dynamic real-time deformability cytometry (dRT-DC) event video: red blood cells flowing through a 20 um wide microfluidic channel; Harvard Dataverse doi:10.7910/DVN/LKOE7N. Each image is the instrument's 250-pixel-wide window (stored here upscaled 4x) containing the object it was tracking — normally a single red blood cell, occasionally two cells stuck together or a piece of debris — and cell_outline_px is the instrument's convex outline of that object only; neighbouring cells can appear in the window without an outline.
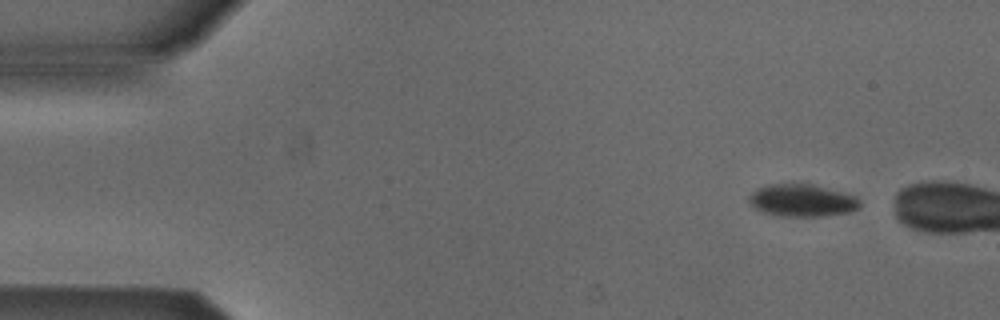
{"species": "Egyptian fruit bat (a non-hibernating species)", "species_latin": "Rousettus aegyptiacus", "temperature_condition": "cold", "stored_images_in_passage": 5, "camera_frame_rate_fps": 3000, "um_per_image_px": 0.085, "animal": {"sex": "male"}, "frame": {"image": 1, "passage_image": 1, "time_ms": 0.0, "image_size_px": [1000, 320], "cell_outline_px": [[860, 208], [848, 212], [824, 216], [788, 216], [764, 212], [756, 208], [748, 200], [748, 196], [756, 188], [768, 184], [812, 184], [856, 196], [860, 200]], "centroid_in_image_um": [68.19, 17.03], "position_along_channel_um": 16.8, "area_um2": 20.69}}